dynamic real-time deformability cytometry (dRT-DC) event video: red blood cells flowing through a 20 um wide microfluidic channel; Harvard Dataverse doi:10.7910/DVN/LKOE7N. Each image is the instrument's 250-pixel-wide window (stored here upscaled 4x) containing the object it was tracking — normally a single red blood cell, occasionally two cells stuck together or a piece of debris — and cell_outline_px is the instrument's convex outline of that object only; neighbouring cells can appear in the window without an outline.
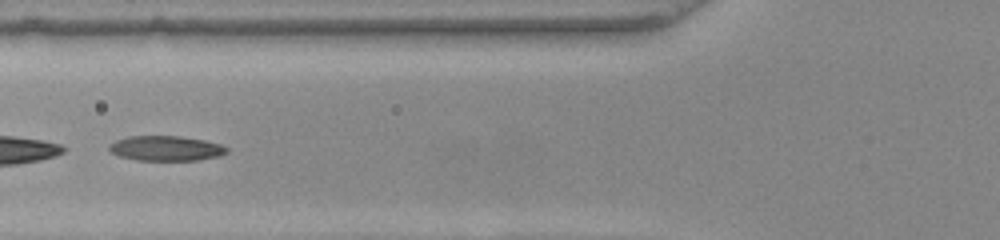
{"species": "common noctule bat (a hibernating species)", "species_latin": "Nyctalus noctula", "temperature_condition": "warm", "stored_images_in_passage": 17, "camera_frame_rate_fps": 3000, "um_per_image_px": 0.085, "animal": {"sex": "female", "body_mass_g": 22.0, "forearm_length_mm": 56.7}, "frame": {"image": 1, "passage_image": 10, "time_ms": 3.0, "image_size_px": [1000, 240], "cell_outline_px": [[228, 152], [220, 156], [200, 160], [136, 160], [120, 156], [108, 152], [108, 144], [116, 140], [128, 136], [180, 136], [204, 140], [220, 144], [228, 148]], "centroid_in_image_um": [14.08, 12.61], "position_along_channel_um": 111.7, "area_um2": 17.28}}